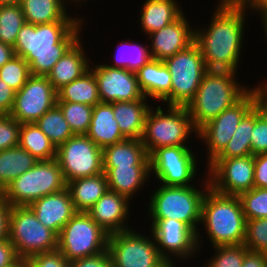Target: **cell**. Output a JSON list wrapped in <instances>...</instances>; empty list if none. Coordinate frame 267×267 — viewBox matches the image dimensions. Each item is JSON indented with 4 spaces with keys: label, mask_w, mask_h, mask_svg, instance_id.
<instances>
[{
    "label": "cell",
    "mask_w": 267,
    "mask_h": 267,
    "mask_svg": "<svg viewBox=\"0 0 267 267\" xmlns=\"http://www.w3.org/2000/svg\"><path fill=\"white\" fill-rule=\"evenodd\" d=\"M163 62L171 74V92L162 102L164 105L166 102L169 106L186 107L208 71L200 48L194 41Z\"/></svg>",
    "instance_id": "obj_8"
},
{
    "label": "cell",
    "mask_w": 267,
    "mask_h": 267,
    "mask_svg": "<svg viewBox=\"0 0 267 267\" xmlns=\"http://www.w3.org/2000/svg\"><path fill=\"white\" fill-rule=\"evenodd\" d=\"M150 166L141 139L126 138L103 148V167Z\"/></svg>",
    "instance_id": "obj_27"
},
{
    "label": "cell",
    "mask_w": 267,
    "mask_h": 267,
    "mask_svg": "<svg viewBox=\"0 0 267 267\" xmlns=\"http://www.w3.org/2000/svg\"><path fill=\"white\" fill-rule=\"evenodd\" d=\"M167 108L164 110L159 104L146 115L141 141L149 156L161 147L188 146L191 134L198 136L185 106L167 105Z\"/></svg>",
    "instance_id": "obj_6"
},
{
    "label": "cell",
    "mask_w": 267,
    "mask_h": 267,
    "mask_svg": "<svg viewBox=\"0 0 267 267\" xmlns=\"http://www.w3.org/2000/svg\"><path fill=\"white\" fill-rule=\"evenodd\" d=\"M255 88H251L254 100V107L260 116L267 122V78L265 82H259Z\"/></svg>",
    "instance_id": "obj_47"
},
{
    "label": "cell",
    "mask_w": 267,
    "mask_h": 267,
    "mask_svg": "<svg viewBox=\"0 0 267 267\" xmlns=\"http://www.w3.org/2000/svg\"><path fill=\"white\" fill-rule=\"evenodd\" d=\"M82 42L83 41L80 38L55 63L49 74L46 76L56 91L78 79L90 69L92 60L86 55V48Z\"/></svg>",
    "instance_id": "obj_22"
},
{
    "label": "cell",
    "mask_w": 267,
    "mask_h": 267,
    "mask_svg": "<svg viewBox=\"0 0 267 267\" xmlns=\"http://www.w3.org/2000/svg\"><path fill=\"white\" fill-rule=\"evenodd\" d=\"M15 56L14 48L0 42V68Z\"/></svg>",
    "instance_id": "obj_53"
},
{
    "label": "cell",
    "mask_w": 267,
    "mask_h": 267,
    "mask_svg": "<svg viewBox=\"0 0 267 267\" xmlns=\"http://www.w3.org/2000/svg\"><path fill=\"white\" fill-rule=\"evenodd\" d=\"M176 0H145L139 17L141 30L147 36L177 20L182 8Z\"/></svg>",
    "instance_id": "obj_26"
},
{
    "label": "cell",
    "mask_w": 267,
    "mask_h": 267,
    "mask_svg": "<svg viewBox=\"0 0 267 267\" xmlns=\"http://www.w3.org/2000/svg\"><path fill=\"white\" fill-rule=\"evenodd\" d=\"M237 72L208 70L193 99L186 106L199 130L224 110L237 103L249 90L237 81Z\"/></svg>",
    "instance_id": "obj_3"
},
{
    "label": "cell",
    "mask_w": 267,
    "mask_h": 267,
    "mask_svg": "<svg viewBox=\"0 0 267 267\" xmlns=\"http://www.w3.org/2000/svg\"><path fill=\"white\" fill-rule=\"evenodd\" d=\"M243 245L249 251L267 254V218L246 220Z\"/></svg>",
    "instance_id": "obj_42"
},
{
    "label": "cell",
    "mask_w": 267,
    "mask_h": 267,
    "mask_svg": "<svg viewBox=\"0 0 267 267\" xmlns=\"http://www.w3.org/2000/svg\"><path fill=\"white\" fill-rule=\"evenodd\" d=\"M18 146L28 151L38 161L56 158L57 148L35 123L21 124Z\"/></svg>",
    "instance_id": "obj_33"
},
{
    "label": "cell",
    "mask_w": 267,
    "mask_h": 267,
    "mask_svg": "<svg viewBox=\"0 0 267 267\" xmlns=\"http://www.w3.org/2000/svg\"><path fill=\"white\" fill-rule=\"evenodd\" d=\"M25 260L27 267H70V261H67L58 249L34 254Z\"/></svg>",
    "instance_id": "obj_44"
},
{
    "label": "cell",
    "mask_w": 267,
    "mask_h": 267,
    "mask_svg": "<svg viewBox=\"0 0 267 267\" xmlns=\"http://www.w3.org/2000/svg\"><path fill=\"white\" fill-rule=\"evenodd\" d=\"M252 155L267 153V122L255 109V124L251 134Z\"/></svg>",
    "instance_id": "obj_45"
},
{
    "label": "cell",
    "mask_w": 267,
    "mask_h": 267,
    "mask_svg": "<svg viewBox=\"0 0 267 267\" xmlns=\"http://www.w3.org/2000/svg\"><path fill=\"white\" fill-rule=\"evenodd\" d=\"M84 21L25 23L13 46L29 64L31 75L47 76L55 63L81 38ZM82 27V29H81Z\"/></svg>",
    "instance_id": "obj_2"
},
{
    "label": "cell",
    "mask_w": 267,
    "mask_h": 267,
    "mask_svg": "<svg viewBox=\"0 0 267 267\" xmlns=\"http://www.w3.org/2000/svg\"><path fill=\"white\" fill-rule=\"evenodd\" d=\"M260 17H261V23L263 24L262 26H264L263 28H264V35L266 36H264V38H266L267 39V11H265L264 13H262L261 15H260Z\"/></svg>",
    "instance_id": "obj_56"
},
{
    "label": "cell",
    "mask_w": 267,
    "mask_h": 267,
    "mask_svg": "<svg viewBox=\"0 0 267 267\" xmlns=\"http://www.w3.org/2000/svg\"><path fill=\"white\" fill-rule=\"evenodd\" d=\"M137 80L146 98L162 101L171 92V74L163 61L151 58L137 72Z\"/></svg>",
    "instance_id": "obj_25"
},
{
    "label": "cell",
    "mask_w": 267,
    "mask_h": 267,
    "mask_svg": "<svg viewBox=\"0 0 267 267\" xmlns=\"http://www.w3.org/2000/svg\"><path fill=\"white\" fill-rule=\"evenodd\" d=\"M29 207L37 219L57 235L77 212L67 188L37 199Z\"/></svg>",
    "instance_id": "obj_21"
},
{
    "label": "cell",
    "mask_w": 267,
    "mask_h": 267,
    "mask_svg": "<svg viewBox=\"0 0 267 267\" xmlns=\"http://www.w3.org/2000/svg\"><path fill=\"white\" fill-rule=\"evenodd\" d=\"M57 102L81 103L95 106L100 103L98 83L91 69L57 91Z\"/></svg>",
    "instance_id": "obj_31"
},
{
    "label": "cell",
    "mask_w": 267,
    "mask_h": 267,
    "mask_svg": "<svg viewBox=\"0 0 267 267\" xmlns=\"http://www.w3.org/2000/svg\"><path fill=\"white\" fill-rule=\"evenodd\" d=\"M150 221L152 223L148 232H152L160 255L170 266L177 267V259L190 260L191 257H196L197 252H201L198 248L197 233L186 223L175 219H151Z\"/></svg>",
    "instance_id": "obj_14"
},
{
    "label": "cell",
    "mask_w": 267,
    "mask_h": 267,
    "mask_svg": "<svg viewBox=\"0 0 267 267\" xmlns=\"http://www.w3.org/2000/svg\"><path fill=\"white\" fill-rule=\"evenodd\" d=\"M238 197L246 220L267 218V188L254 187Z\"/></svg>",
    "instance_id": "obj_39"
},
{
    "label": "cell",
    "mask_w": 267,
    "mask_h": 267,
    "mask_svg": "<svg viewBox=\"0 0 267 267\" xmlns=\"http://www.w3.org/2000/svg\"><path fill=\"white\" fill-rule=\"evenodd\" d=\"M133 40L120 41L117 45V53L114 56L113 64H106L112 68H124L136 73L150 59L149 45L132 42Z\"/></svg>",
    "instance_id": "obj_35"
},
{
    "label": "cell",
    "mask_w": 267,
    "mask_h": 267,
    "mask_svg": "<svg viewBox=\"0 0 267 267\" xmlns=\"http://www.w3.org/2000/svg\"><path fill=\"white\" fill-rule=\"evenodd\" d=\"M55 159L62 170L66 183L104 172L103 149L86 134L73 135L58 146Z\"/></svg>",
    "instance_id": "obj_12"
},
{
    "label": "cell",
    "mask_w": 267,
    "mask_h": 267,
    "mask_svg": "<svg viewBox=\"0 0 267 267\" xmlns=\"http://www.w3.org/2000/svg\"><path fill=\"white\" fill-rule=\"evenodd\" d=\"M57 105L75 135H83L88 132L93 106L70 102H57Z\"/></svg>",
    "instance_id": "obj_38"
},
{
    "label": "cell",
    "mask_w": 267,
    "mask_h": 267,
    "mask_svg": "<svg viewBox=\"0 0 267 267\" xmlns=\"http://www.w3.org/2000/svg\"><path fill=\"white\" fill-rule=\"evenodd\" d=\"M251 0H219L218 6H246Z\"/></svg>",
    "instance_id": "obj_55"
},
{
    "label": "cell",
    "mask_w": 267,
    "mask_h": 267,
    "mask_svg": "<svg viewBox=\"0 0 267 267\" xmlns=\"http://www.w3.org/2000/svg\"><path fill=\"white\" fill-rule=\"evenodd\" d=\"M210 187L224 195L239 196L254 188V156L213 159L205 166Z\"/></svg>",
    "instance_id": "obj_15"
},
{
    "label": "cell",
    "mask_w": 267,
    "mask_h": 267,
    "mask_svg": "<svg viewBox=\"0 0 267 267\" xmlns=\"http://www.w3.org/2000/svg\"><path fill=\"white\" fill-rule=\"evenodd\" d=\"M216 6L209 24L195 27V42L208 70L238 72L248 9L245 6Z\"/></svg>",
    "instance_id": "obj_1"
},
{
    "label": "cell",
    "mask_w": 267,
    "mask_h": 267,
    "mask_svg": "<svg viewBox=\"0 0 267 267\" xmlns=\"http://www.w3.org/2000/svg\"><path fill=\"white\" fill-rule=\"evenodd\" d=\"M200 224L211 247L244 242L246 219L238 196L224 195L209 187L202 200Z\"/></svg>",
    "instance_id": "obj_5"
},
{
    "label": "cell",
    "mask_w": 267,
    "mask_h": 267,
    "mask_svg": "<svg viewBox=\"0 0 267 267\" xmlns=\"http://www.w3.org/2000/svg\"><path fill=\"white\" fill-rule=\"evenodd\" d=\"M16 91L0 78V117L8 116L14 105Z\"/></svg>",
    "instance_id": "obj_49"
},
{
    "label": "cell",
    "mask_w": 267,
    "mask_h": 267,
    "mask_svg": "<svg viewBox=\"0 0 267 267\" xmlns=\"http://www.w3.org/2000/svg\"><path fill=\"white\" fill-rule=\"evenodd\" d=\"M109 234L87 212H76L58 235V250L67 261L107 251Z\"/></svg>",
    "instance_id": "obj_10"
},
{
    "label": "cell",
    "mask_w": 267,
    "mask_h": 267,
    "mask_svg": "<svg viewBox=\"0 0 267 267\" xmlns=\"http://www.w3.org/2000/svg\"><path fill=\"white\" fill-rule=\"evenodd\" d=\"M19 259L13 243L8 238L0 241V267H9Z\"/></svg>",
    "instance_id": "obj_50"
},
{
    "label": "cell",
    "mask_w": 267,
    "mask_h": 267,
    "mask_svg": "<svg viewBox=\"0 0 267 267\" xmlns=\"http://www.w3.org/2000/svg\"><path fill=\"white\" fill-rule=\"evenodd\" d=\"M68 0H22L20 5L25 21L34 25L57 21H84V17H72ZM80 18V19H79Z\"/></svg>",
    "instance_id": "obj_28"
},
{
    "label": "cell",
    "mask_w": 267,
    "mask_h": 267,
    "mask_svg": "<svg viewBox=\"0 0 267 267\" xmlns=\"http://www.w3.org/2000/svg\"><path fill=\"white\" fill-rule=\"evenodd\" d=\"M20 126L10 115L0 117V151L19 145Z\"/></svg>",
    "instance_id": "obj_43"
},
{
    "label": "cell",
    "mask_w": 267,
    "mask_h": 267,
    "mask_svg": "<svg viewBox=\"0 0 267 267\" xmlns=\"http://www.w3.org/2000/svg\"><path fill=\"white\" fill-rule=\"evenodd\" d=\"M149 99L131 102H112L114 118L121 133L126 138L141 139L144 132L145 118L152 107Z\"/></svg>",
    "instance_id": "obj_29"
},
{
    "label": "cell",
    "mask_w": 267,
    "mask_h": 267,
    "mask_svg": "<svg viewBox=\"0 0 267 267\" xmlns=\"http://www.w3.org/2000/svg\"><path fill=\"white\" fill-rule=\"evenodd\" d=\"M254 187L267 188V153L254 156Z\"/></svg>",
    "instance_id": "obj_48"
},
{
    "label": "cell",
    "mask_w": 267,
    "mask_h": 267,
    "mask_svg": "<svg viewBox=\"0 0 267 267\" xmlns=\"http://www.w3.org/2000/svg\"><path fill=\"white\" fill-rule=\"evenodd\" d=\"M203 177L201 178L203 181L200 183L202 188L193 185L166 186L160 183L159 187L151 193L150 200L146 204L149 205L146 213L148 219H175L192 228L197 233L199 251L202 248L200 246H204L202 245L203 237L200 236L202 233L198 227L201 225V205L203 197L210 187L208 174L205 173Z\"/></svg>",
    "instance_id": "obj_4"
},
{
    "label": "cell",
    "mask_w": 267,
    "mask_h": 267,
    "mask_svg": "<svg viewBox=\"0 0 267 267\" xmlns=\"http://www.w3.org/2000/svg\"><path fill=\"white\" fill-rule=\"evenodd\" d=\"M8 239L20 258L51 252L58 248V235L45 227L29 206L11 207Z\"/></svg>",
    "instance_id": "obj_9"
},
{
    "label": "cell",
    "mask_w": 267,
    "mask_h": 267,
    "mask_svg": "<svg viewBox=\"0 0 267 267\" xmlns=\"http://www.w3.org/2000/svg\"><path fill=\"white\" fill-rule=\"evenodd\" d=\"M9 267H27V263L25 258H20L17 262H15Z\"/></svg>",
    "instance_id": "obj_57"
},
{
    "label": "cell",
    "mask_w": 267,
    "mask_h": 267,
    "mask_svg": "<svg viewBox=\"0 0 267 267\" xmlns=\"http://www.w3.org/2000/svg\"><path fill=\"white\" fill-rule=\"evenodd\" d=\"M11 205L0 194V241L8 238V225Z\"/></svg>",
    "instance_id": "obj_51"
},
{
    "label": "cell",
    "mask_w": 267,
    "mask_h": 267,
    "mask_svg": "<svg viewBox=\"0 0 267 267\" xmlns=\"http://www.w3.org/2000/svg\"><path fill=\"white\" fill-rule=\"evenodd\" d=\"M74 208L77 212H87L108 190L106 174L82 177L67 182Z\"/></svg>",
    "instance_id": "obj_30"
},
{
    "label": "cell",
    "mask_w": 267,
    "mask_h": 267,
    "mask_svg": "<svg viewBox=\"0 0 267 267\" xmlns=\"http://www.w3.org/2000/svg\"><path fill=\"white\" fill-rule=\"evenodd\" d=\"M135 230L109 235L107 251L112 267H172L160 255L152 232L148 236Z\"/></svg>",
    "instance_id": "obj_11"
},
{
    "label": "cell",
    "mask_w": 267,
    "mask_h": 267,
    "mask_svg": "<svg viewBox=\"0 0 267 267\" xmlns=\"http://www.w3.org/2000/svg\"><path fill=\"white\" fill-rule=\"evenodd\" d=\"M30 76L29 64L16 55L0 68V78L16 92L25 85Z\"/></svg>",
    "instance_id": "obj_41"
},
{
    "label": "cell",
    "mask_w": 267,
    "mask_h": 267,
    "mask_svg": "<svg viewBox=\"0 0 267 267\" xmlns=\"http://www.w3.org/2000/svg\"><path fill=\"white\" fill-rule=\"evenodd\" d=\"M212 248L215 255L201 267H242L245 254L249 251L243 244Z\"/></svg>",
    "instance_id": "obj_40"
},
{
    "label": "cell",
    "mask_w": 267,
    "mask_h": 267,
    "mask_svg": "<svg viewBox=\"0 0 267 267\" xmlns=\"http://www.w3.org/2000/svg\"><path fill=\"white\" fill-rule=\"evenodd\" d=\"M70 267H112L108 251L70 261Z\"/></svg>",
    "instance_id": "obj_46"
},
{
    "label": "cell",
    "mask_w": 267,
    "mask_h": 267,
    "mask_svg": "<svg viewBox=\"0 0 267 267\" xmlns=\"http://www.w3.org/2000/svg\"><path fill=\"white\" fill-rule=\"evenodd\" d=\"M255 124V107L240 121L233 137L225 148L214 158H233L252 155L251 134Z\"/></svg>",
    "instance_id": "obj_34"
},
{
    "label": "cell",
    "mask_w": 267,
    "mask_h": 267,
    "mask_svg": "<svg viewBox=\"0 0 267 267\" xmlns=\"http://www.w3.org/2000/svg\"><path fill=\"white\" fill-rule=\"evenodd\" d=\"M242 267H267V254L248 251L245 254Z\"/></svg>",
    "instance_id": "obj_52"
},
{
    "label": "cell",
    "mask_w": 267,
    "mask_h": 267,
    "mask_svg": "<svg viewBox=\"0 0 267 267\" xmlns=\"http://www.w3.org/2000/svg\"><path fill=\"white\" fill-rule=\"evenodd\" d=\"M86 135L102 149L126 139L114 118L111 103L100 102L93 107Z\"/></svg>",
    "instance_id": "obj_24"
},
{
    "label": "cell",
    "mask_w": 267,
    "mask_h": 267,
    "mask_svg": "<svg viewBox=\"0 0 267 267\" xmlns=\"http://www.w3.org/2000/svg\"><path fill=\"white\" fill-rule=\"evenodd\" d=\"M38 160L19 146L0 151V194L17 177L30 170Z\"/></svg>",
    "instance_id": "obj_32"
},
{
    "label": "cell",
    "mask_w": 267,
    "mask_h": 267,
    "mask_svg": "<svg viewBox=\"0 0 267 267\" xmlns=\"http://www.w3.org/2000/svg\"><path fill=\"white\" fill-rule=\"evenodd\" d=\"M189 146H167L150 156V172L161 185L192 186L199 167L195 152ZM196 159V160H195Z\"/></svg>",
    "instance_id": "obj_13"
},
{
    "label": "cell",
    "mask_w": 267,
    "mask_h": 267,
    "mask_svg": "<svg viewBox=\"0 0 267 267\" xmlns=\"http://www.w3.org/2000/svg\"><path fill=\"white\" fill-rule=\"evenodd\" d=\"M25 23L20 4H0V42L13 47Z\"/></svg>",
    "instance_id": "obj_37"
},
{
    "label": "cell",
    "mask_w": 267,
    "mask_h": 267,
    "mask_svg": "<svg viewBox=\"0 0 267 267\" xmlns=\"http://www.w3.org/2000/svg\"><path fill=\"white\" fill-rule=\"evenodd\" d=\"M90 69L96 77L101 102H131L148 99L140 89L136 73L124 68H112L105 63L97 65L94 63Z\"/></svg>",
    "instance_id": "obj_18"
},
{
    "label": "cell",
    "mask_w": 267,
    "mask_h": 267,
    "mask_svg": "<svg viewBox=\"0 0 267 267\" xmlns=\"http://www.w3.org/2000/svg\"><path fill=\"white\" fill-rule=\"evenodd\" d=\"M67 186L56 159L38 161L30 170L14 179L1 193L14 206H29L48 194L62 191Z\"/></svg>",
    "instance_id": "obj_7"
},
{
    "label": "cell",
    "mask_w": 267,
    "mask_h": 267,
    "mask_svg": "<svg viewBox=\"0 0 267 267\" xmlns=\"http://www.w3.org/2000/svg\"><path fill=\"white\" fill-rule=\"evenodd\" d=\"M245 7L251 12L256 10L257 15H261L267 11V0H251Z\"/></svg>",
    "instance_id": "obj_54"
},
{
    "label": "cell",
    "mask_w": 267,
    "mask_h": 267,
    "mask_svg": "<svg viewBox=\"0 0 267 267\" xmlns=\"http://www.w3.org/2000/svg\"><path fill=\"white\" fill-rule=\"evenodd\" d=\"M35 124L56 148L75 135L57 104L39 118Z\"/></svg>",
    "instance_id": "obj_36"
},
{
    "label": "cell",
    "mask_w": 267,
    "mask_h": 267,
    "mask_svg": "<svg viewBox=\"0 0 267 267\" xmlns=\"http://www.w3.org/2000/svg\"><path fill=\"white\" fill-rule=\"evenodd\" d=\"M22 0H0V4H20Z\"/></svg>",
    "instance_id": "obj_58"
},
{
    "label": "cell",
    "mask_w": 267,
    "mask_h": 267,
    "mask_svg": "<svg viewBox=\"0 0 267 267\" xmlns=\"http://www.w3.org/2000/svg\"><path fill=\"white\" fill-rule=\"evenodd\" d=\"M130 202L118 193H106L87 211L91 218L109 235L132 229L127 224Z\"/></svg>",
    "instance_id": "obj_20"
},
{
    "label": "cell",
    "mask_w": 267,
    "mask_h": 267,
    "mask_svg": "<svg viewBox=\"0 0 267 267\" xmlns=\"http://www.w3.org/2000/svg\"><path fill=\"white\" fill-rule=\"evenodd\" d=\"M253 107V94L249 90L237 103L198 130L197 137L207 148L206 163L209 164L225 148L240 121Z\"/></svg>",
    "instance_id": "obj_16"
},
{
    "label": "cell",
    "mask_w": 267,
    "mask_h": 267,
    "mask_svg": "<svg viewBox=\"0 0 267 267\" xmlns=\"http://www.w3.org/2000/svg\"><path fill=\"white\" fill-rule=\"evenodd\" d=\"M190 24L183 13L171 24L149 34L151 58L164 61L190 46L195 41V28Z\"/></svg>",
    "instance_id": "obj_19"
},
{
    "label": "cell",
    "mask_w": 267,
    "mask_h": 267,
    "mask_svg": "<svg viewBox=\"0 0 267 267\" xmlns=\"http://www.w3.org/2000/svg\"><path fill=\"white\" fill-rule=\"evenodd\" d=\"M85 1L87 2L88 0H68V2H71V3L74 2V3H72V5L75 4L77 6H78V3L80 5L82 2L85 3Z\"/></svg>",
    "instance_id": "obj_59"
},
{
    "label": "cell",
    "mask_w": 267,
    "mask_h": 267,
    "mask_svg": "<svg viewBox=\"0 0 267 267\" xmlns=\"http://www.w3.org/2000/svg\"><path fill=\"white\" fill-rule=\"evenodd\" d=\"M57 104V91L46 76L31 75L15 93L10 116L19 123H35Z\"/></svg>",
    "instance_id": "obj_17"
},
{
    "label": "cell",
    "mask_w": 267,
    "mask_h": 267,
    "mask_svg": "<svg viewBox=\"0 0 267 267\" xmlns=\"http://www.w3.org/2000/svg\"><path fill=\"white\" fill-rule=\"evenodd\" d=\"M108 189L127 198L135 197L150 178V166L103 167ZM143 186V187H142Z\"/></svg>",
    "instance_id": "obj_23"
}]
</instances>
